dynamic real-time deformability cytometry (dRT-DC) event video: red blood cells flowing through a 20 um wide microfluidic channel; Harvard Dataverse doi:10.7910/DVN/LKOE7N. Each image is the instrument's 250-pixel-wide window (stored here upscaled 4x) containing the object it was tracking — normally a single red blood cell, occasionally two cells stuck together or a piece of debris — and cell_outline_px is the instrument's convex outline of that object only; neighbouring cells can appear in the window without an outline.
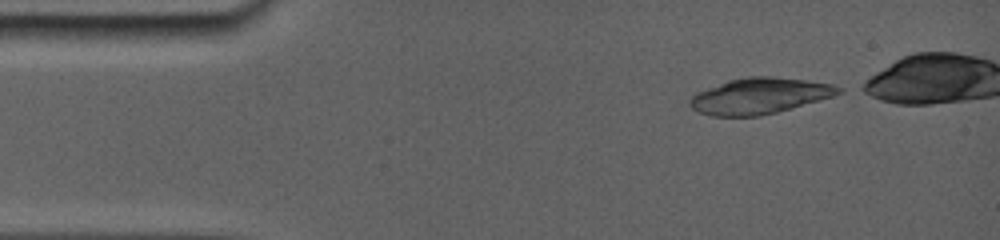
{"species": "common noctule bat (a hibernating species)", "species_latin": "Nyctalus noctula", "temperature_condition": "room temperature", "stored_images_in_passage": 3, "camera_frame_rate_fps": 5000, "um_per_image_px": 0.085, "animal": {"sex": "female", "body_mass_g": 19.0, "forearm_length_mm": 56.7}, "frame": {"image": 1, "passage_image": 1, "time_ms": 0.0, "image_size_px": [1000, 240], "cell_outline_px": [[844, 92], [832, 96], [776, 112], [756, 116], [712, 116], [700, 112], [692, 108], [688, 104], [688, 100], [696, 92], [728, 80], [748, 76], [772, 76], [836, 84], [844, 88]], "centroid_in_image_um": [64.56, 8.14], "position_along_channel_um": 20.4, "area_um2": 31.04}}